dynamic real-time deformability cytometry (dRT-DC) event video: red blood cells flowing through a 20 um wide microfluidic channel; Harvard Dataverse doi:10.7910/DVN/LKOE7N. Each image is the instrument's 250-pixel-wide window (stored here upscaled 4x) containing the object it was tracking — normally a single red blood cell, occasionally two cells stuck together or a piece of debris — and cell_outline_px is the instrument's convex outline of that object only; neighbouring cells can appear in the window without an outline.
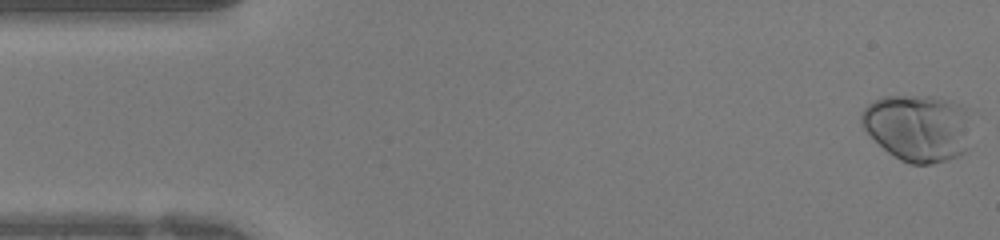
{"species": "human", "species_latin": "Homo sapiens", "temperature_condition": "warm", "stored_images_in_passage": 42, "camera_frame_rate_fps": 3000, "um_per_image_px": 0.085, "donor": {"sex": "female"}, "frame": {"image": 1, "passage_image": 1, "time_ms": 0.0, "image_size_px": [1000, 240], "cell_outline_px": [[976, 112], [968, 148], [960, 156], [948, 160], [932, 164], [912, 164], [900, 160], [888, 152], [864, 128], [860, 120], [860, 112], [872, 100], [884, 96], [936, 96], [952, 100]], "centroid_in_image_um": [78.16, 10.83], "position_along_channel_um": 6.8, "area_um2": 44.39}}
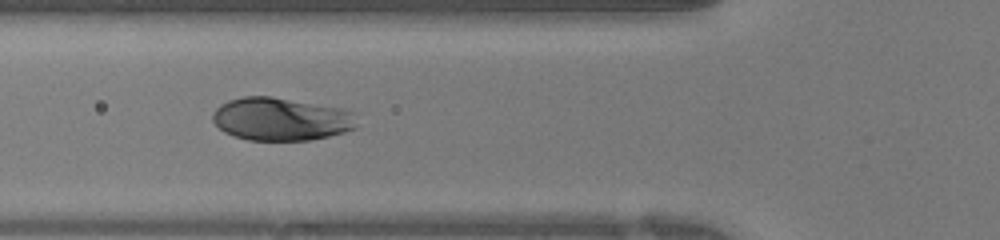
{"frame": {"image": 2, "passage_image": 15, "time_ms": 4.667, "image_size_px": [1000, 240], "cell_outline_px": [[360, 112], [356, 128], [344, 132], [312, 140], [248, 140], [232, 136], [224, 132], [212, 120], [212, 112], [220, 104], [228, 100], [244, 96], [272, 96], [344, 108]], "centroid_in_image_um": [23.95, 10.11], "position_along_channel_um": 101.9, "area_um2": 36.88}}
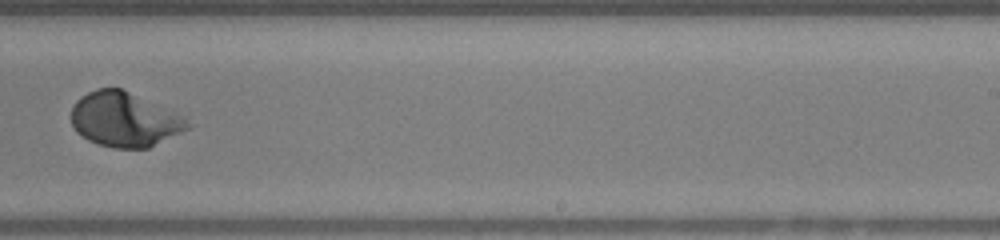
{"frame": {"image": 3, "passage_image": 26, "time_ms": 8.333, "image_size_px": [1000, 240], "cell_outline_px": [[192, 128], [148, 148], [112, 148], [88, 140], [76, 132], [72, 124], [72, 108], [76, 100], [80, 96], [96, 88], [120, 88], [184, 116]], "centroid_in_image_um": [10.58, 10.17], "position_along_channel_um": 278.4, "area_um2": 36.88}}